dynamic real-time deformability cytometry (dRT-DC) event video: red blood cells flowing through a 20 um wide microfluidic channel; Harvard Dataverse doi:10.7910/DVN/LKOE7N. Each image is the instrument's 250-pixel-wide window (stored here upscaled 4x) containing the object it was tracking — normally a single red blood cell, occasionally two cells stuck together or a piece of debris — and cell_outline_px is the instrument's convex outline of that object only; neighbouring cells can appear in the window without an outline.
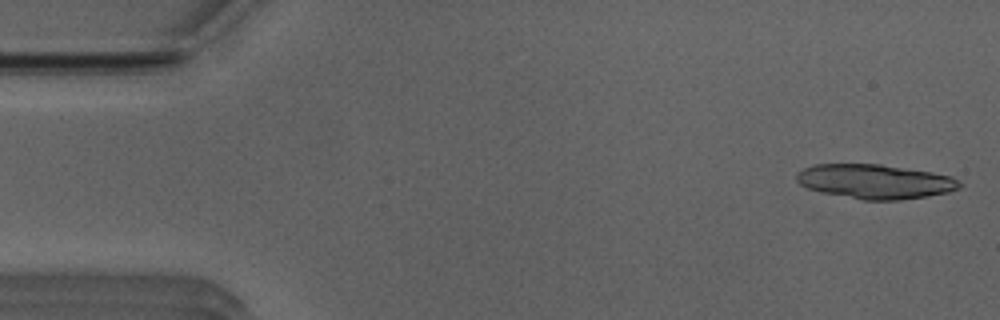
{"species": "Egyptian fruit bat (a non-hibernating species)", "species_latin": "Rousettus aegyptiacus", "temperature_condition": "room temperature", "stored_images_in_passage": 15, "camera_frame_rate_fps": 3000, "um_per_image_px": 0.085, "animal": {"sex": "male"}, "frame": {"image": 1, "passage_image": 1, "time_ms": 0.0, "image_size_px": [1000, 320], "cell_outline_px": [[964, 184], [960, 188], [948, 192], [928, 196], [900, 200], [864, 200], [820, 192], [808, 188], [800, 184], [796, 180], [796, 172], [804, 168], [816, 164], [880, 164], [932, 172], [952, 176]], "centroid_in_image_um": [74.4, 15.43], "position_along_channel_um": 10.6, "area_um2": 32.83}}